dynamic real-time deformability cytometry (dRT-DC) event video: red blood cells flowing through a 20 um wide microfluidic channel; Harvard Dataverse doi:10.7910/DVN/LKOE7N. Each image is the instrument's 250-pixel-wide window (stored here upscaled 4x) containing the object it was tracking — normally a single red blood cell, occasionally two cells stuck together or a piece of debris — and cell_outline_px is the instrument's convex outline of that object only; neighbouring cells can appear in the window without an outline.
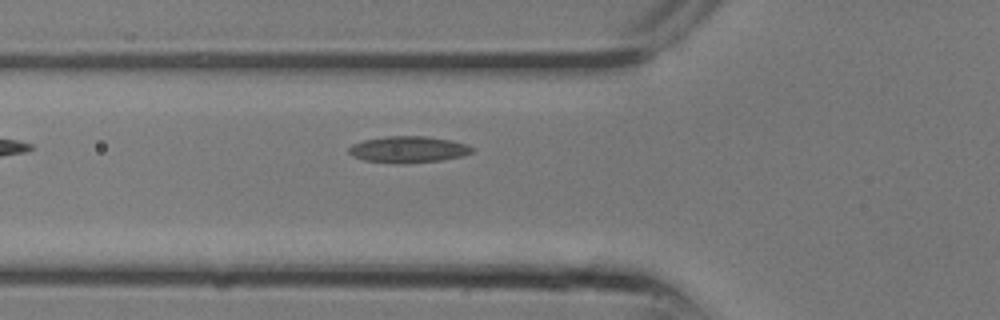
{"species": "common noctule bat (a hibernating species)", "species_latin": "Nyctalus noctula", "temperature_condition": "room temperature", "stored_images_in_passage": 7, "camera_frame_rate_fps": 3000, "um_per_image_px": 0.085, "animal": {"sex": "male", "body_mass_g": 13.3}, "frame": {"image": 1, "passage_image": 2, "time_ms": 0.333, "image_size_px": [1000, 320], "cell_outline_px": [[472, 152], [460, 156], [440, 160], [400, 164], [364, 160], [352, 156], [348, 152], [348, 148], [352, 144], [364, 140], [384, 136], [428, 136], [452, 140], [468, 144], [472, 148]], "centroid_in_image_um": [34.67, 12.69], "position_along_channel_um": 91.1, "area_um2": 19.02}}
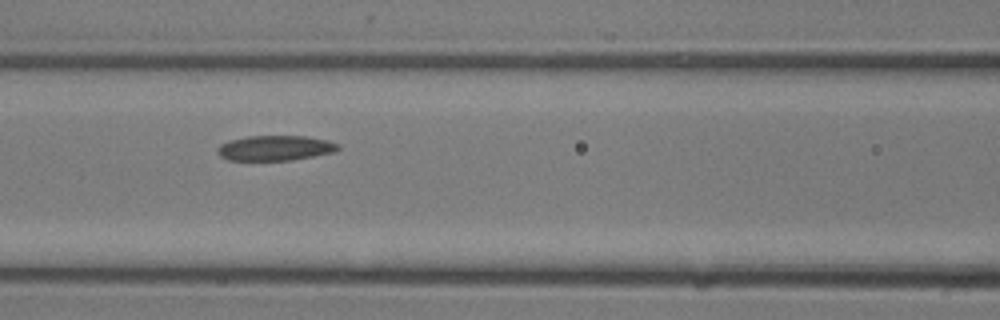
{"frame": {"image": 2, "passage_image": 4, "time_ms": 1.0, "image_size_px": [1000, 320], "cell_outline_px": [[340, 148], [336, 152], [292, 160], [228, 160], [220, 156], [216, 152], [216, 148], [220, 144], [232, 140], [248, 136], [304, 136], [328, 140], [340, 144]], "centroid_in_image_um": [23.41, 12.58], "position_along_channel_um": 143.2, "area_um2": 17.74}}
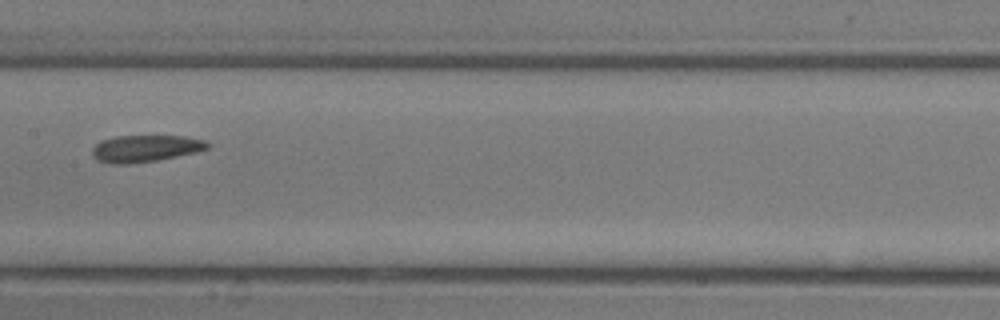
{"frame": {"image": 3, "passage_image": 6, "time_ms": 1.667, "image_size_px": [1000, 320], "cell_outline_px": [[212, 144], [208, 148], [196, 152], [156, 160], [128, 164], [112, 164], [96, 160], [92, 156], [92, 148], [100, 140], [116, 136], [184, 136], [204, 140]], "centroid_in_image_um": [12.33, 12.62], "position_along_channel_um": 195.1, "area_um2": 18.09}}